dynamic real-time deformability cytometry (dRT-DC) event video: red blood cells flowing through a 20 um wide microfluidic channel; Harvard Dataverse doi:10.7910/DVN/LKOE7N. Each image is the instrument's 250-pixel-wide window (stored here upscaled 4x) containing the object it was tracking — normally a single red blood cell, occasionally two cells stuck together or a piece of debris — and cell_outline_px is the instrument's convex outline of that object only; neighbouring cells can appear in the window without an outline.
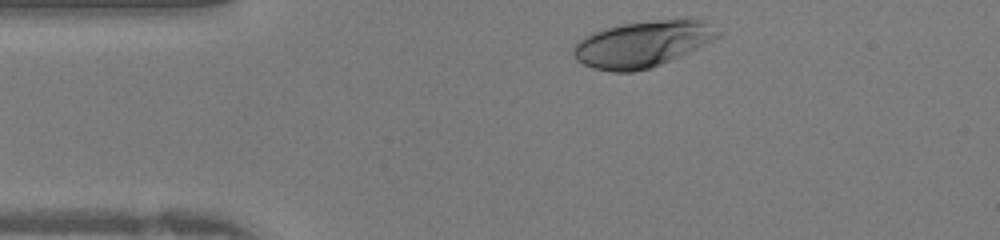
{"species": "human", "species_latin": "Homo sapiens", "temperature_condition": "warm", "stored_images_in_passage": 35, "camera_frame_rate_fps": 3000, "um_per_image_px": 0.085, "donor": {"sex": "female"}, "frame": {"image": 1, "passage_image": 1, "time_ms": 0.0, "image_size_px": [1000, 240], "cell_outline_px": [[724, 32], [720, 36], [680, 56], [660, 64], [648, 68], [632, 72], [612, 72], [592, 68], [576, 60], [572, 52], [572, 48], [584, 36], [592, 32], [604, 28], [620, 24], [656, 20], [704, 20]], "centroid_in_image_um": [54.59, 3.74], "position_along_channel_um": 30.4, "area_um2": 38.67}}
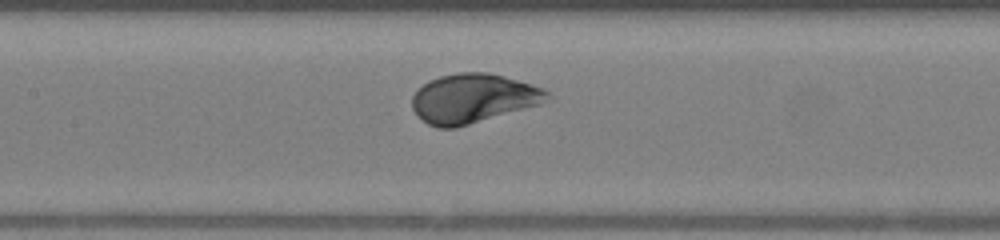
{"frame": {"image": 2, "passage_image": 12, "time_ms": 3.667, "image_size_px": [1000, 240], "cell_outline_px": [[552, 100], [540, 104], [456, 128], [436, 128], [428, 124], [412, 108], [412, 96], [428, 80], [440, 76], [456, 72], [488, 72], [504, 76], [532, 84], [544, 88], [552, 96]], "centroid_in_image_um": [40.25, 8.35], "position_along_channel_um": 167.2, "area_um2": 38.78}}
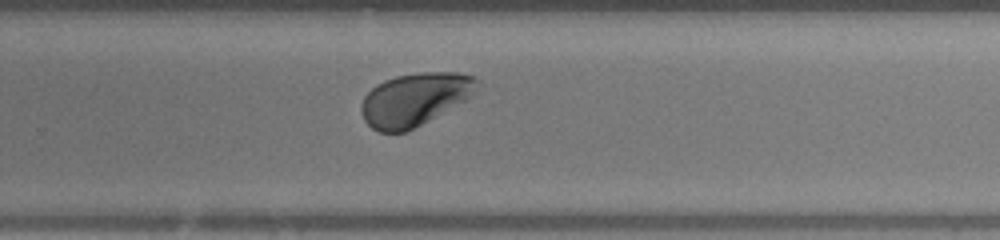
{"frame": {"image": 3, "passage_image": 20, "time_ms": 6.333, "image_size_px": [1000, 240], "cell_outline_px": [[480, 80], [472, 92], [464, 100], [420, 124], [404, 132], [380, 132], [372, 128], [364, 120], [360, 108], [360, 104], [364, 96], [376, 84], [384, 80], [396, 76], [420, 72], [456, 72], [476, 76]], "centroid_in_image_um": [35.19, 8.42], "position_along_channel_um": 294.6, "area_um2": 35.08}}